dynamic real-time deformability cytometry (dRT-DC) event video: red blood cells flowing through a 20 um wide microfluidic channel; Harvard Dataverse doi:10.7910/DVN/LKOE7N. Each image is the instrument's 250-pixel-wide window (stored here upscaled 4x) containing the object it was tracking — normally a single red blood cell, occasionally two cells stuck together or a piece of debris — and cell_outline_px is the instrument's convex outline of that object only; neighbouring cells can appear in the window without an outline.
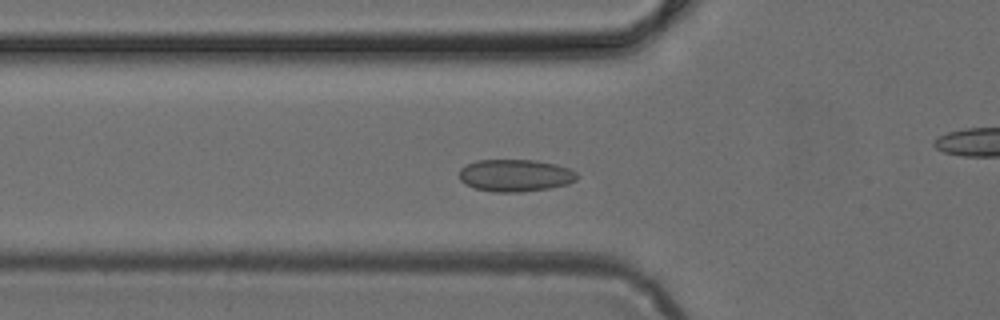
{"species": "common noctule bat (a hibernating species)", "species_latin": "Nyctalus noctula", "temperature_condition": "cold", "stored_images_in_passage": 48, "camera_frame_rate_fps": 3000, "um_per_image_px": 0.085, "animal": {"sex": "female", "body_mass_g": 24.6, "forearm_length_mm": 56.2}, "frame": {"image": 1, "passage_image": 15, "time_ms": 4.667, "image_size_px": [1000, 320], "cell_outline_px": [[580, 176], [576, 180], [568, 184], [548, 188], [520, 192], [492, 192], [476, 188], [464, 184], [460, 180], [460, 168], [476, 160], [536, 160], [556, 164], [568, 168], [576, 172]], "centroid_in_image_um": [43.81, 14.91], "position_along_channel_um": 82.0, "area_um2": 22.2}}
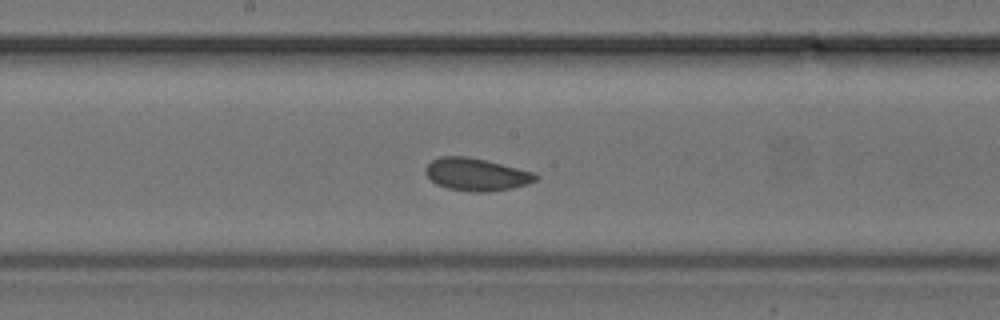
{"frame": {"image": 2, "passage_image": 24, "time_ms": 7.667, "image_size_px": [1000, 320], "cell_outline_px": [[540, 176], [536, 180], [528, 184], [512, 188], [488, 192], [472, 192], [448, 188], [436, 184], [424, 172], [424, 168], [432, 160], [440, 156], [468, 156], [536, 172]], "centroid_in_image_um": [40.51, 14.82], "position_along_channel_um": 207.7, "area_um2": 21.04}}
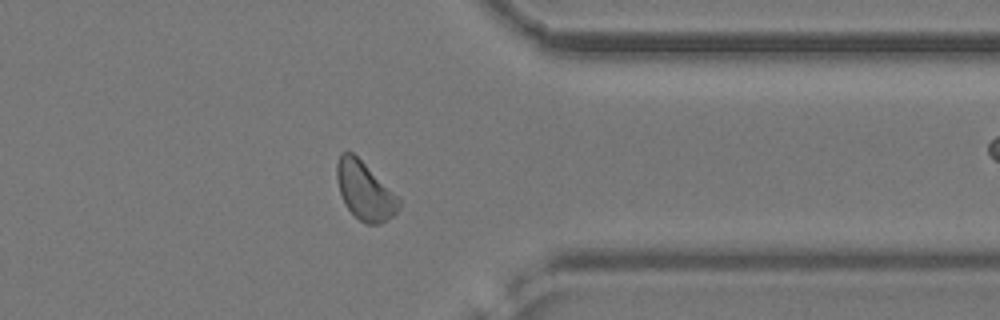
{"frame": {"image": 3, "passage_image": 37, "time_ms": 12.0, "image_size_px": [1000, 320], "cell_outline_px": [[400, 208], [392, 216], [380, 224], [368, 224], [360, 220], [344, 204], [336, 180], [336, 164], [340, 152], [352, 152], [400, 200]], "centroid_in_image_um": [30.96, 16.23], "position_along_channel_um": 380.4, "area_um2": 20.4}}